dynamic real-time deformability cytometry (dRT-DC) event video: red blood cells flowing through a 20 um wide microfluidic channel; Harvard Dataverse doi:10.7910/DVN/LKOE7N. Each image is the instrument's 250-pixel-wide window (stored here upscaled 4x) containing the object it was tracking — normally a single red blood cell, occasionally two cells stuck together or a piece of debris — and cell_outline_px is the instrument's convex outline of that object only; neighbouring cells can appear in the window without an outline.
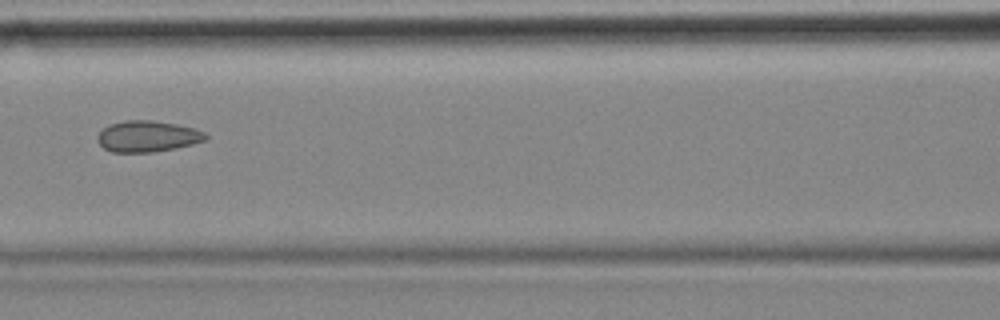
{"species": "common noctule bat (a hibernating species)", "species_latin": "Nyctalus noctula", "temperature_condition": "cold", "stored_images_in_passage": 6, "camera_frame_rate_fps": 3000, "um_per_image_px": 0.085, "animal": {"sex": "female", "body_mass_g": 18.4}, "frame": {"image": 1, "passage_image": 5, "time_ms": 1.333, "image_size_px": [1000, 320], "cell_outline_px": [[208, 140], [176, 148], [152, 152], [112, 152], [104, 148], [96, 140], [96, 136], [108, 124], [124, 120], [152, 120], [176, 124], [196, 128], [204, 132], [208, 136]], "centroid_in_image_um": [12.55, 11.58], "position_along_channel_um": 154.1, "area_um2": 19.83}}
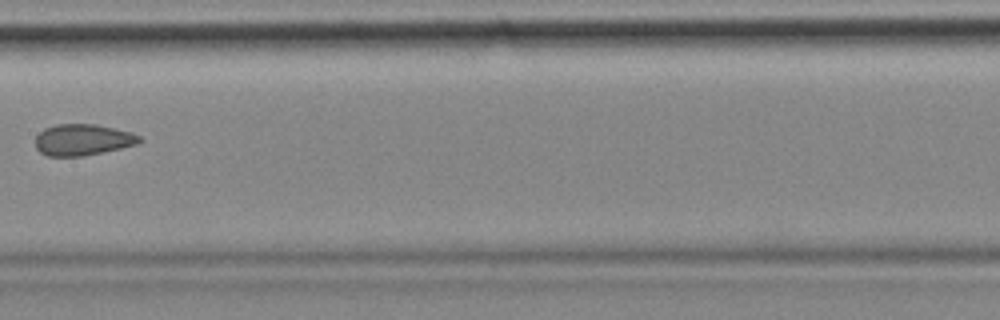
{"frame": {"image": 2, "passage_image": 6, "time_ms": 1.667, "image_size_px": [1000, 320], "cell_outline_px": [[144, 140], [136, 144], [104, 152], [84, 156], [48, 156], [40, 152], [36, 148], [36, 136], [44, 128], [56, 124], [96, 124], [132, 132], [140, 136]], "centroid_in_image_um": [7.04, 11.88], "position_along_channel_um": 200.4, "area_um2": 19.07}}